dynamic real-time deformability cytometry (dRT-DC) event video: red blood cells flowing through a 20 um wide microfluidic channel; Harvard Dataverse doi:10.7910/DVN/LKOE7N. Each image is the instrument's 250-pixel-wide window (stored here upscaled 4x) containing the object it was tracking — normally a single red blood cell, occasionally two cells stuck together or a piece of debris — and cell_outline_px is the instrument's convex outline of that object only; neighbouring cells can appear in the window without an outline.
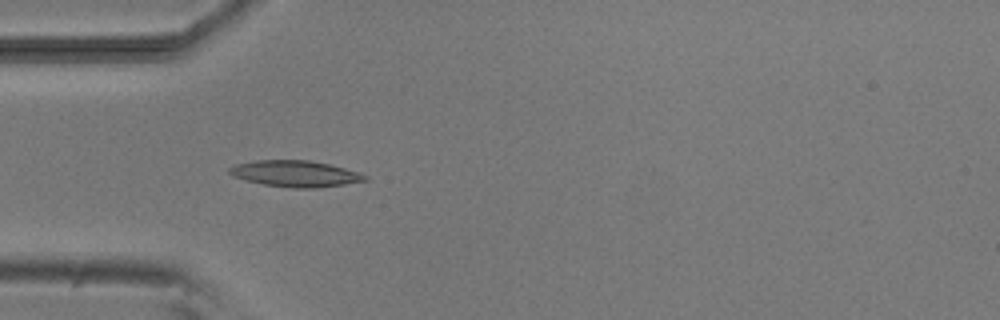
{"species": "common noctule bat (a hibernating species)", "species_latin": "Nyctalus noctula", "temperature_condition": "room temperature", "stored_images_in_passage": 7, "camera_frame_rate_fps": 3000, "um_per_image_px": 0.085, "animal": {"sex": "male", "body_mass_g": 20.5, "forearm_length_mm": 52.5}, "frame": {"image": 1, "passage_image": 3, "time_ms": 2.333, "image_size_px": [1000, 320], "cell_outline_px": [[368, 180], [344, 184], [316, 188], [292, 188], [264, 184], [232, 176], [228, 172], [228, 168], [236, 164], [256, 160], [308, 160], [328, 164], [344, 168], [368, 176]], "centroid_in_image_um": [25.08, 14.76], "position_along_channel_um": 59.9, "area_um2": 20.52}}
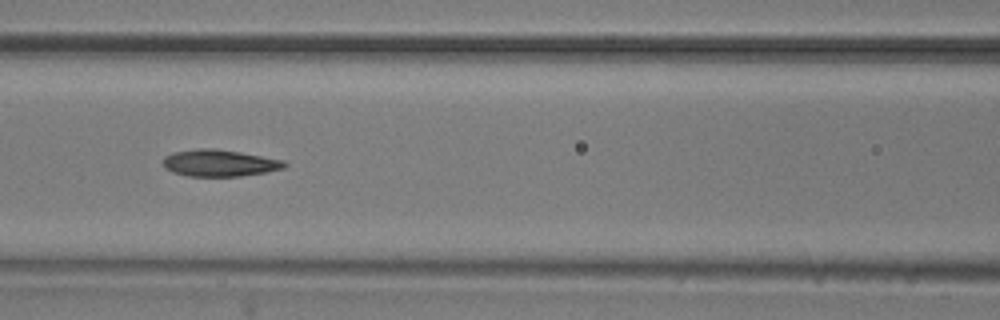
{"frame": {"image": 2, "passage_image": 5, "time_ms": 4.667, "image_size_px": [1000, 320], "cell_outline_px": [[288, 164], [284, 168], [264, 172], [240, 176], [188, 176], [172, 172], [164, 168], [164, 156], [172, 152], [196, 148], [216, 148], [240, 152], [284, 160]], "centroid_in_image_um": [18.63, 13.85], "position_along_channel_um": 148.0, "area_um2": 19.02}}
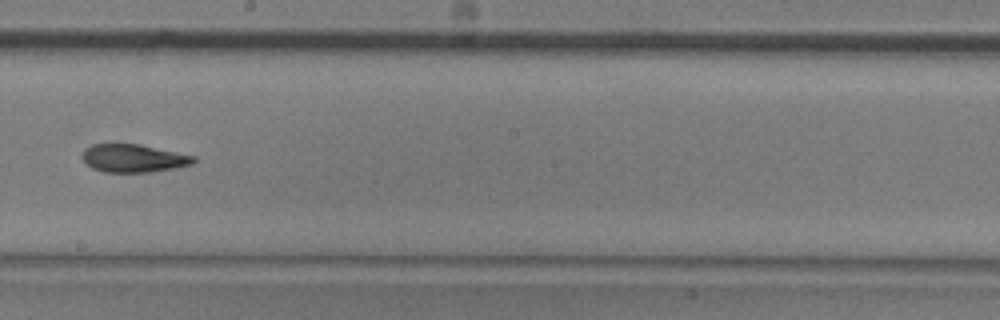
{"frame": {"image": 3, "passage_image": 7, "time_ms": 7.0, "image_size_px": [1000, 320], "cell_outline_px": [[196, 160], [192, 164], [176, 168], [152, 172], [104, 172], [92, 168], [80, 156], [84, 148], [92, 144], [140, 144], [196, 156]], "centroid_in_image_um": [11.35, 13.45], "position_along_channel_um": 236.9, "area_um2": 18.32}}